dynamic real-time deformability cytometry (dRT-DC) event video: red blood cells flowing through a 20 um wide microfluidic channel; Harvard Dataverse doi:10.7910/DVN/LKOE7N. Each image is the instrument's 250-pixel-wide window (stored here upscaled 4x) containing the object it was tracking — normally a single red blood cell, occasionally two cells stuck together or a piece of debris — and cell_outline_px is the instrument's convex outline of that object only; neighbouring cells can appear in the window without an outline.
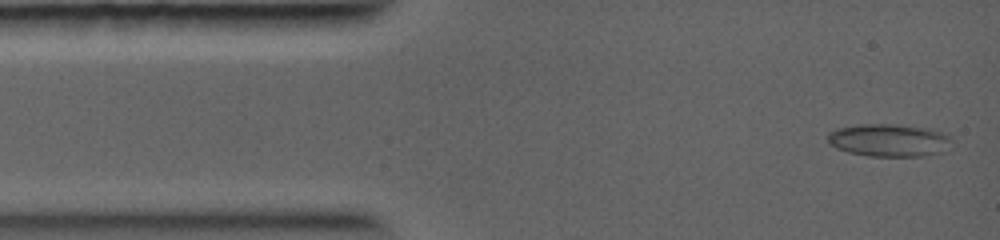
{"species": "common noctule bat (a hibernating species)", "species_latin": "Nyctalus noctula", "temperature_condition": "warm", "stored_images_in_passage": 58, "camera_frame_rate_fps": 5000, "um_per_image_px": 0.085, "animal": {"sex": "female", "body_mass_g": 19.0, "forearm_length_mm": 56.7}, "frame": {"image": 1, "passage_image": 2, "time_ms": 0.2, "image_size_px": [1000, 240], "cell_outline_px": [[952, 140], [944, 152], [924, 156], [868, 156], [848, 152], [836, 148], [828, 144], [828, 132], [836, 128], [860, 124], [896, 124], [928, 128], [948, 132]], "centroid_in_image_um": [75.59, 11.91], "position_along_channel_um": 9.4, "area_um2": 24.04}}
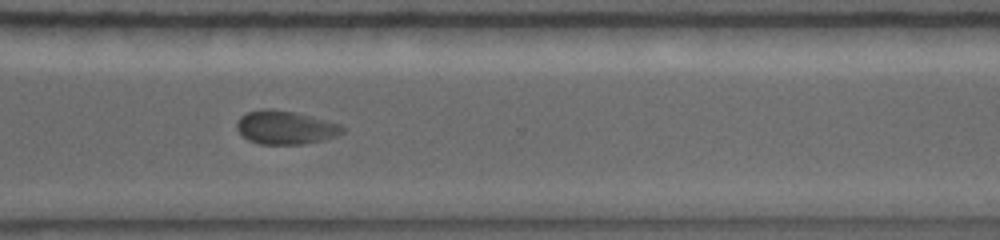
{"frame": {"image": 2, "passage_image": 43, "time_ms": 8.8, "image_size_px": [1000, 240], "cell_outline_px": [[348, 128], [344, 132], [336, 136], [324, 140], [304, 144], [260, 144], [248, 140], [236, 128], [236, 124], [240, 116], [248, 112], [264, 108], [272, 108], [296, 112], [340, 124]], "centroid_in_image_um": [24.29, 10.83], "position_along_channel_um": 346.3, "area_um2": 20.81}}
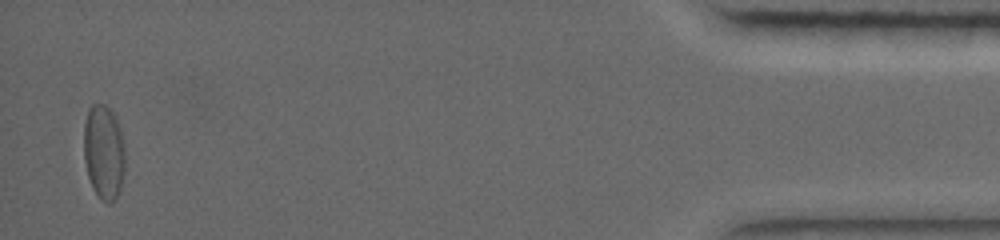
{"frame": {"image": 3, "passage_image": 57, "time_ms": 12.8, "image_size_px": [1000, 240], "cell_outline_px": [[124, 172], [120, 188], [116, 200], [108, 204], [92, 188], [88, 176], [84, 160], [84, 120], [88, 108], [92, 104], [104, 104], [116, 116], [120, 128], [124, 144]], "centroid_in_image_um": [8.82, 12.9], "position_along_channel_um": 426.4, "area_um2": 22.89}}